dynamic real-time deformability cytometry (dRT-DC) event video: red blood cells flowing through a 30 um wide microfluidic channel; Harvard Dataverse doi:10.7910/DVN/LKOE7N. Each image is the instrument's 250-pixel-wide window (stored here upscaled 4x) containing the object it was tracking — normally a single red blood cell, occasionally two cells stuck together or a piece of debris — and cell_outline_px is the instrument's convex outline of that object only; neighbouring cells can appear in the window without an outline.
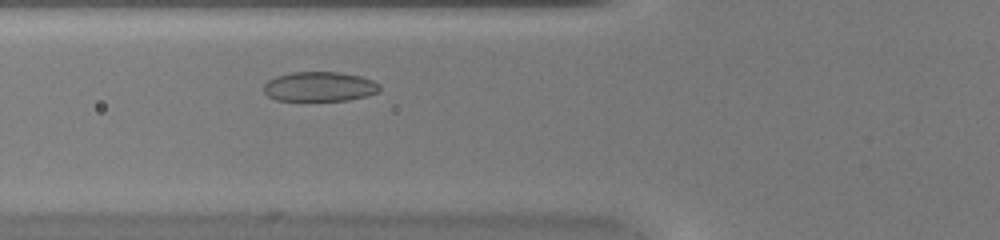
{"species": "common noctule bat (a hibernating species)", "species_latin": "Nyctalus noctula", "temperature_condition": "warm", "stored_images_in_passage": 7, "camera_frame_rate_fps": 3000, "um_per_image_px": 0.085, "animal": {"sex": "female", "body_mass_g": 20.0, "forearm_length_mm": 54.0}, "frame": {"image": 1, "passage_image": 7, "time_ms": 2.0, "image_size_px": [1000, 240], "cell_outline_px": [[380, 92], [348, 100], [276, 100], [268, 96], [264, 92], [264, 84], [268, 80], [276, 76], [292, 72], [336, 72], [360, 76], [372, 80], [380, 84]], "centroid_in_image_um": [27.16, 7.36], "position_along_channel_um": 98.6, "area_um2": 19.94}}